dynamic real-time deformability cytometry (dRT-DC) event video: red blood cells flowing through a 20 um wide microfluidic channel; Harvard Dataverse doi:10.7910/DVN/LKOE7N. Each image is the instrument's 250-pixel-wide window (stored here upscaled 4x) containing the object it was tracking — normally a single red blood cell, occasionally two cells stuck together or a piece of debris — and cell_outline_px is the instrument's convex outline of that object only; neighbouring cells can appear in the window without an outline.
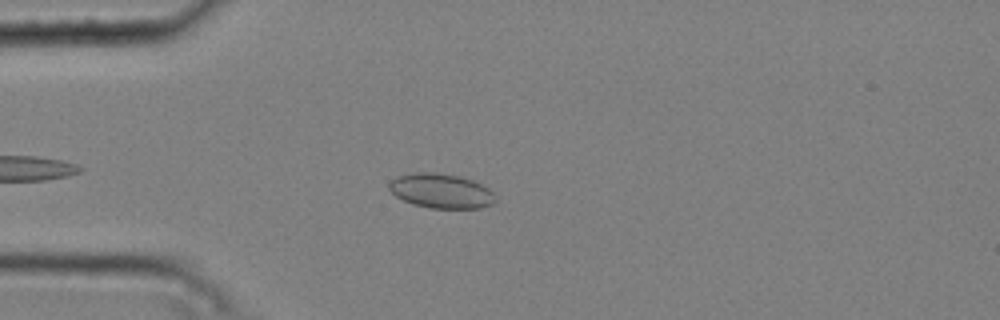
{"species": "common noctule bat (a hibernating species)", "species_latin": "Nyctalus noctula", "temperature_condition": "cold", "stored_images_in_passage": 5, "camera_frame_rate_fps": 3000, "um_per_image_px": 0.085, "animal": {"sex": "male", "body_mass_g": 20.4}, "frame": {"image": 1, "passage_image": 2, "time_ms": 0.333, "image_size_px": [1000, 320], "cell_outline_px": [[496, 200], [492, 204], [480, 208], [428, 208], [412, 204], [396, 196], [388, 188], [388, 184], [392, 180], [400, 176], [412, 172], [436, 172], [460, 176], [472, 180], [488, 188], [496, 196]], "centroid_in_image_um": [37.49, 16.23], "position_along_channel_um": 47.5, "area_um2": 21.44}}
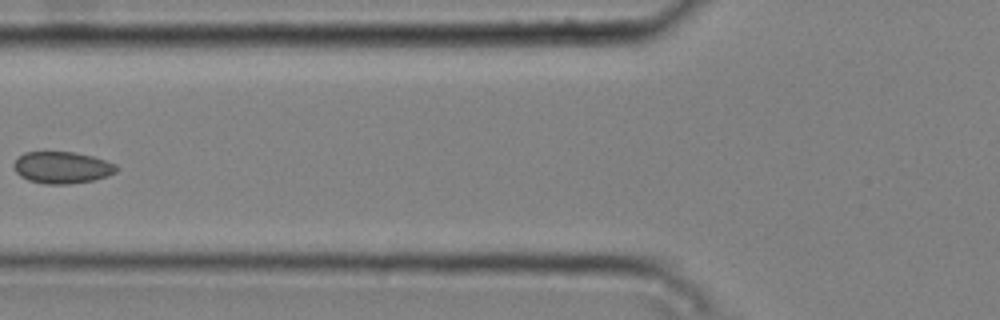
{"frame": {"image": 2, "passage_image": 4, "time_ms": 1.0, "image_size_px": [1000, 320], "cell_outline_px": [[120, 168], [116, 172], [108, 176], [92, 180], [68, 184], [44, 184], [28, 180], [20, 176], [16, 172], [12, 164], [24, 152], [72, 152], [92, 156], [116, 164]], "centroid_in_image_um": [5.28, 14.24], "position_along_channel_um": 120.5, "area_um2": 19.02}}
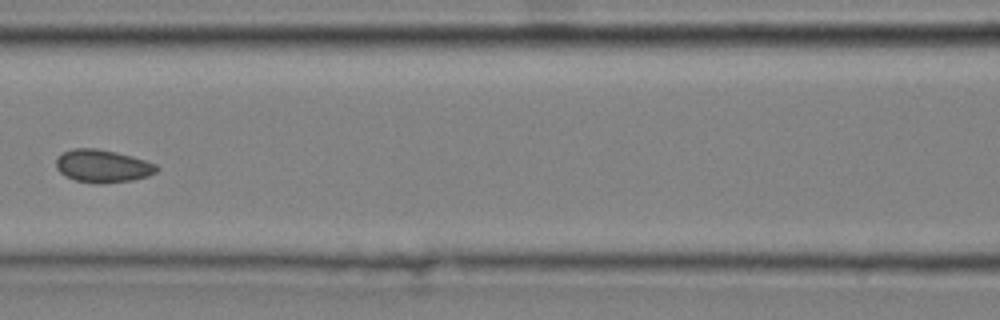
{"frame": {"image": 3, "passage_image": 5, "time_ms": 1.333, "image_size_px": [1000, 320], "cell_outline_px": [[160, 168], [156, 172], [148, 176], [132, 180], [104, 184], [96, 184], [76, 180], [60, 172], [56, 168], [56, 160], [64, 152], [72, 148], [96, 148], [116, 152], [132, 156], [156, 164]], "centroid_in_image_um": [8.75, 14.12], "position_along_channel_um": 157.9, "area_um2": 19.19}}